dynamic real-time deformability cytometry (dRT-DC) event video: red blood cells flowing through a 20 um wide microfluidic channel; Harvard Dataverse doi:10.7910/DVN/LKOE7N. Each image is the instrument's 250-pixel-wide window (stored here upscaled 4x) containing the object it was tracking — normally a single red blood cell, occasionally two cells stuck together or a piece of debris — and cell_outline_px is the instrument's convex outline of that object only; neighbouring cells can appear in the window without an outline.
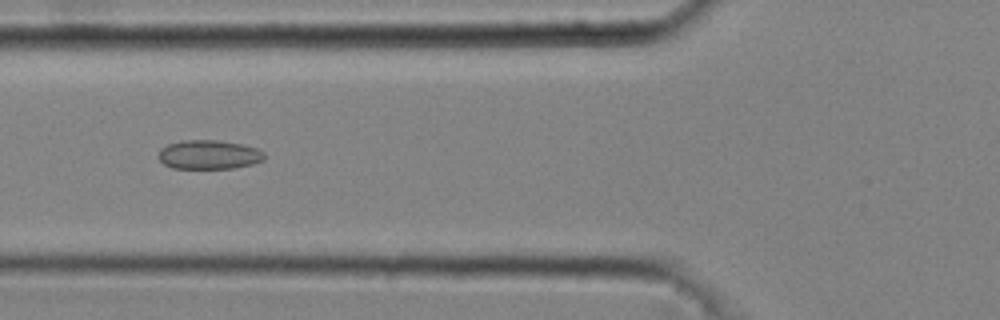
{"species": "common noctule bat (a hibernating species)", "species_latin": "Nyctalus noctula", "temperature_condition": "cold", "stored_images_in_passage": 47, "camera_frame_rate_fps": 3000, "um_per_image_px": 0.085, "animal": {"sex": "male", "body_mass_g": 20.4}, "frame": {"image": 1, "passage_image": 18, "time_ms": 5.667, "image_size_px": [1000, 320], "cell_outline_px": [[264, 160], [252, 164], [232, 168], [172, 168], [164, 164], [156, 156], [160, 148], [168, 144], [180, 140], [216, 140], [240, 144], [256, 148], [264, 152]], "centroid_in_image_um": [17.71, 13.14], "position_along_channel_um": 108.1, "area_um2": 17.98}}
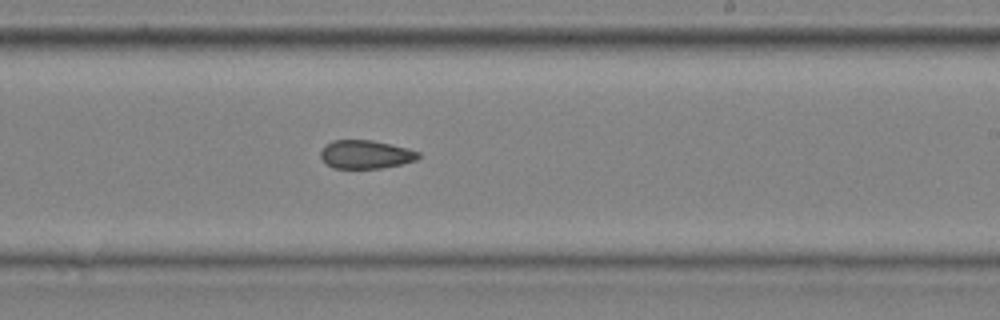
{"frame": {"image": 2, "passage_image": 29, "time_ms": 9.333, "image_size_px": [1000, 320], "cell_outline_px": [[420, 156], [416, 160], [400, 164], [380, 168], [332, 168], [320, 156], [320, 152], [324, 144], [332, 140], [372, 140], [408, 148], [420, 152]], "centroid_in_image_um": [31.07, 13.11], "position_along_channel_um": 257.9, "area_um2": 16.18}}
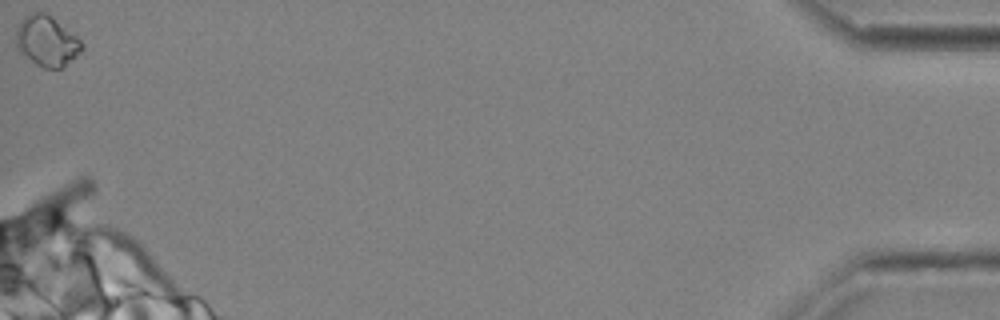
{"frame": {"image": 3, "passage_image": 47, "time_ms": 15.333, "image_size_px": [1000, 320], "cell_outline_px": [[84, 48], [64, 68], [44, 68], [36, 64], [16, 48], [16, 28], [24, 16], [36, 12], [44, 12], [52, 16], [76, 36], [84, 44]], "centroid_in_image_um": [3.98, 3.49], "position_along_channel_um": 431.2, "area_um2": 19.31}, "authors_computed_cell_mechanics": {"area_um2": 17.34, "velocity_mm_per_s": 4.0839, "shape_relaxation_time_tau1_ms": null, "shape_relaxation_time_tau2_ms": 2.7796, "deformation_change_tau1": null, "deformation_change_tau2": 0.0732}}